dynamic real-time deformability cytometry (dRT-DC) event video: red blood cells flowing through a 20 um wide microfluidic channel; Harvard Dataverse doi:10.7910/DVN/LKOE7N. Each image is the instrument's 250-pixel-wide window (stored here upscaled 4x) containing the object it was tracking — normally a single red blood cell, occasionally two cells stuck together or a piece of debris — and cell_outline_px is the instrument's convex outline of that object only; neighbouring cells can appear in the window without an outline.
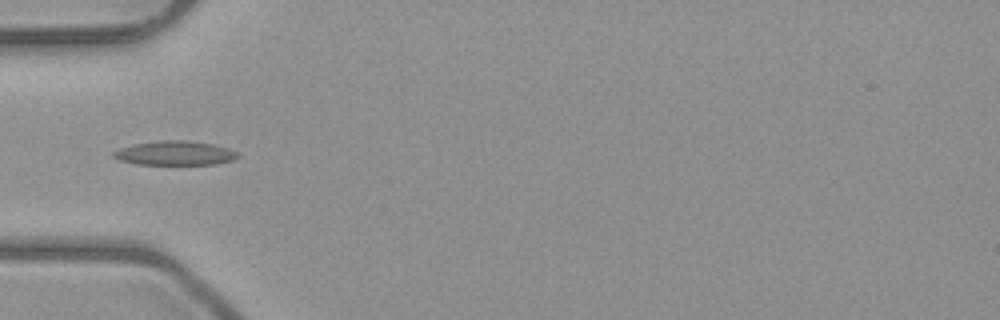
{"species": "common noctule bat (a hibernating species)", "species_latin": "Nyctalus noctula", "temperature_condition": "room temperature", "stored_images_in_passage": 5, "camera_frame_rate_fps": 3000, "um_per_image_px": 0.085, "animal": {"sex": "male", "body_mass_g": 23.1, "forearm_length_mm": 52.7}, "frame": {"image": 1, "passage_image": 5, "time_ms": 5.333, "image_size_px": [1000, 320], "cell_outline_px": [[240, 156], [232, 160], [216, 164], [136, 164], [120, 160], [112, 156], [112, 152], [120, 148], [136, 144], [160, 140], [184, 140], [212, 144], [228, 148], [236, 152]], "centroid_in_image_um": [14.86, 13.01], "position_along_channel_um": 70.1, "area_um2": 17.34}}